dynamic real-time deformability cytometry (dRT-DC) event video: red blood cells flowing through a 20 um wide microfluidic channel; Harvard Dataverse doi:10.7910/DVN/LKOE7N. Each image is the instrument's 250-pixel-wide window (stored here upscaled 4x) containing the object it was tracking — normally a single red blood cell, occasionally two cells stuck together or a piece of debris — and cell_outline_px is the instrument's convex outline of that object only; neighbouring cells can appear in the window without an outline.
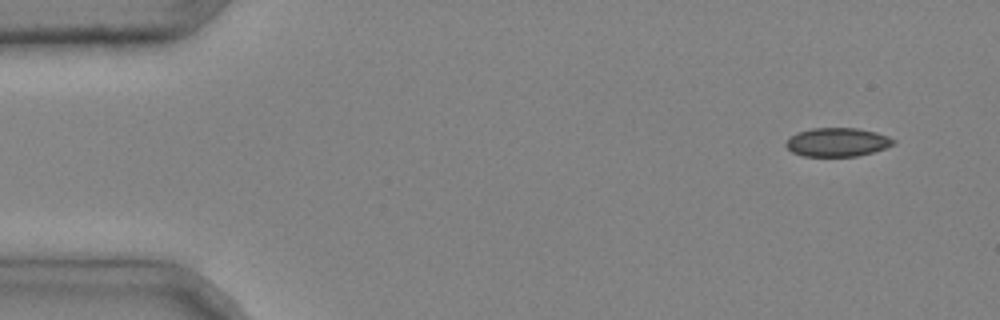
{"species": "common noctule bat (a hibernating species)", "species_latin": "Nyctalus noctula", "temperature_condition": "cold", "stored_images_in_passage": 4, "segment_of_instrument_passage": [2, 2], "camera_frame_rate_fps": 3000, "um_per_image_px": 0.085, "animal": {"sex": "male", "body_mass_g": 20.4}, "frame": {"image": 1, "passage_image": 4, "time_ms": 1.0, "image_size_px": [1000, 320], "cell_outline_px": [[896, 144], [872, 152], [856, 156], [804, 156], [792, 152], [784, 144], [796, 132], [812, 128], [856, 128], [876, 132], [888, 136], [896, 140]], "centroid_in_image_um": [71.18, 12.08], "position_along_channel_um": 13.8, "area_um2": 17.92}}